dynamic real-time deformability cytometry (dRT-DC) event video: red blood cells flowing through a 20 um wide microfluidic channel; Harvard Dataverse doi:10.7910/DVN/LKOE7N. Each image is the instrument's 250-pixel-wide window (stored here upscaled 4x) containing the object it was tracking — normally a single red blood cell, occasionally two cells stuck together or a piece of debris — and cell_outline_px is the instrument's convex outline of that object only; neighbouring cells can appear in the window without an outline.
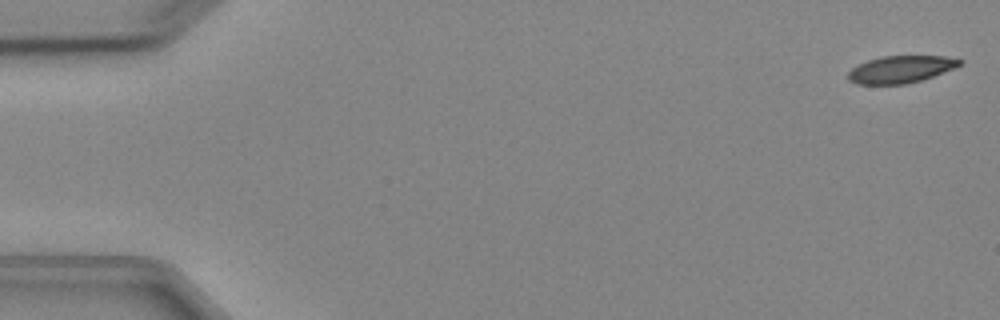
{"species": "Egyptian fruit bat (a non-hibernating species)", "species_latin": "Rousettus aegyptiacus", "temperature_condition": "cold", "stored_images_in_passage": 5, "segment_of_instrument_passage": [2, 2], "camera_frame_rate_fps": 3000, "um_per_image_px": 0.085, "animal": {"sex": "female"}, "frame": {"image": 1, "passage_image": 5, "time_ms": 5.0, "image_size_px": [1000, 320], "cell_outline_px": [[964, 64], [932, 76], [908, 84], [856, 84], [848, 80], [848, 72], [852, 68], [868, 60], [880, 56], [944, 56], [964, 60]], "centroid_in_image_um": [76.57, 5.89], "position_along_channel_um": 8.4, "area_um2": 17.63}}